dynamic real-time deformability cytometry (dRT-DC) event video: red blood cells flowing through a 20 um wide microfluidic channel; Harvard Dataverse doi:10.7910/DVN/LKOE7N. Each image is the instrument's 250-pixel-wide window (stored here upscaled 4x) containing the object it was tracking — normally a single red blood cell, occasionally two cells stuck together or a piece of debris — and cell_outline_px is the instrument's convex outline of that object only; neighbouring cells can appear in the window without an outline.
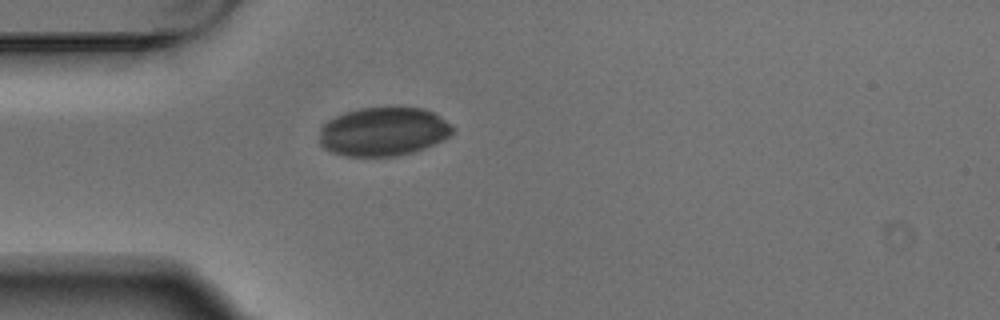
{"species": "Egyptian fruit bat (a non-hibernating species)", "species_latin": "Rousettus aegyptiacus", "temperature_condition": "warm", "stored_images_in_passage": 1, "camera_frame_rate_fps": 3000, "um_per_image_px": 0.085, "animal": {"sex": "male"}, "frame": {"image": 1, "passage_image": 1, "time_ms": 0.0, "image_size_px": [1000, 320], "cell_outline_px": [[456, 128], [444, 140], [424, 148], [412, 152], [396, 156], [344, 156], [332, 152], [324, 148], [320, 144], [320, 128], [328, 120], [344, 112], [360, 108], [424, 108], [432, 112], [452, 124]], "centroid_in_image_um": [32.59, 11.19], "position_along_channel_um": 52.4, "area_um2": 37.8}}